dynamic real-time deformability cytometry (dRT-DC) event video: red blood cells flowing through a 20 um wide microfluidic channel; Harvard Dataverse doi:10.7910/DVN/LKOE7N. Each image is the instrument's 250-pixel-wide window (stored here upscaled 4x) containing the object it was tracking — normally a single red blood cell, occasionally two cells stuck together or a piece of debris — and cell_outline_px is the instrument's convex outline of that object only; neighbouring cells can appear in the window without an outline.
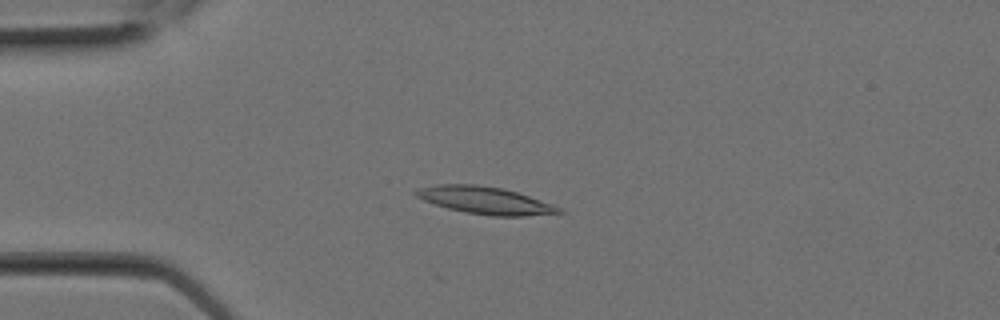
{"species": "Egyptian fruit bat (a non-hibernating species)", "species_latin": "Rousettus aegyptiacus", "temperature_condition": "room temperature", "stored_images_in_passage": 2, "camera_frame_rate_fps": 3000, "um_per_image_px": 0.085, "animal": {"sex": "female"}, "frame": {"image": 1, "passage_image": 2, "time_ms": 0.333, "image_size_px": [1000, 320], "cell_outline_px": [[564, 212], [524, 216], [492, 216], [464, 212], [448, 208], [424, 200], [416, 196], [412, 192], [416, 188], [436, 184], [476, 184], [504, 188], [552, 204], [560, 208]], "centroid_in_image_um": [41.18, 17.02], "position_along_channel_um": 43.8, "area_um2": 22.66}}